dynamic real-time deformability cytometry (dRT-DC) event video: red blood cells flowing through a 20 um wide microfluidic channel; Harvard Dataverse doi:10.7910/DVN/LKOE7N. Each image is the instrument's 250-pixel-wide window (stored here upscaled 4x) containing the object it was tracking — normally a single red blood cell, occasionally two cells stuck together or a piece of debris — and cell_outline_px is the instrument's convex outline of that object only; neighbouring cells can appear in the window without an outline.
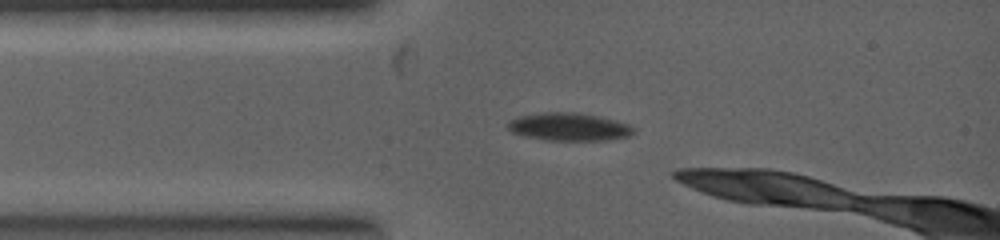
{"species": "common noctule bat (a hibernating species)", "species_latin": "Nyctalus noctula", "temperature_condition": "warm", "stored_images_in_passage": 6, "camera_frame_rate_fps": 5000, "um_per_image_px": 0.085, "animal": {"sex": "female", "body_mass_g": 19.0, "forearm_length_mm": 53.3}, "frame": {"image": 1, "passage_image": 1, "time_ms": 0.0, "image_size_px": [1000, 240], "cell_outline_px": [[636, 132], [628, 136], [604, 140], [544, 140], [524, 136], [512, 132], [504, 124], [508, 120], [520, 116], [540, 112], [576, 112], [600, 116], [616, 120], [628, 124], [636, 128]], "centroid_in_image_um": [48.34, 10.77], "position_along_channel_um": 36.7, "area_um2": 20.69}}